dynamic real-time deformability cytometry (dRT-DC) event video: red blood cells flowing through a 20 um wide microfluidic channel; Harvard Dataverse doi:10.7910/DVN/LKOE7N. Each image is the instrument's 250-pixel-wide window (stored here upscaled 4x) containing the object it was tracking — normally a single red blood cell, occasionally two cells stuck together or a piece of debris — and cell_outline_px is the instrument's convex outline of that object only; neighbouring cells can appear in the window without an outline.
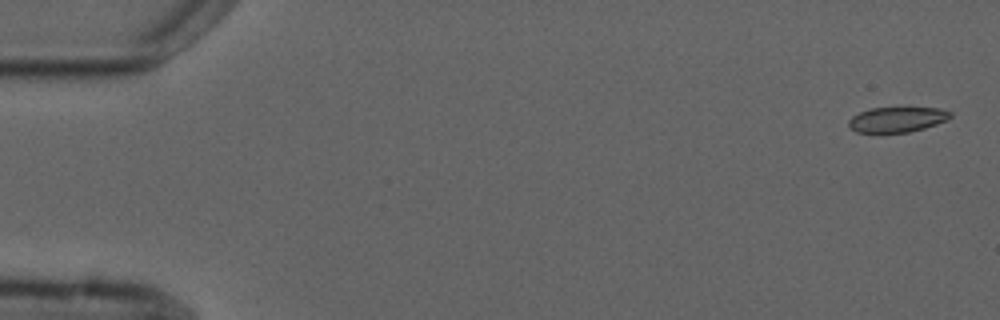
{"species": "common noctule bat (a hibernating species)", "species_latin": "Nyctalus noctula", "temperature_condition": "cold", "stored_images_in_passage": 5, "camera_frame_rate_fps": 3000, "um_per_image_px": 0.085, "animal": {"sex": "male", "forearm_length_mm": 52.5}, "frame": {"image": 1, "passage_image": 1, "time_ms": 0.0, "image_size_px": [1000, 320], "cell_outline_px": [[952, 116], [948, 120], [924, 128], [908, 132], [856, 132], [848, 128], [848, 120], [852, 116], [860, 112], [872, 108], [940, 108], [952, 112]], "centroid_in_image_um": [76.25, 10.16], "position_along_channel_um": 8.7, "area_um2": 14.91}}
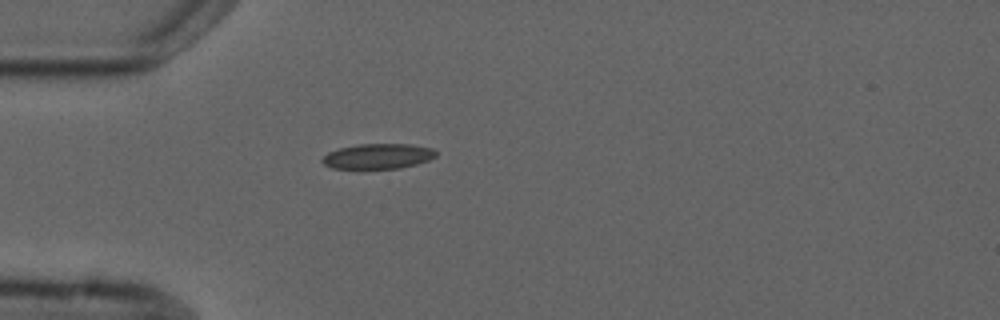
{"frame": {"image": 2, "passage_image": 5, "time_ms": 4.667, "image_size_px": [1000, 320], "cell_outline_px": [[436, 156], [428, 160], [416, 164], [400, 168], [332, 168], [324, 164], [320, 160], [328, 152], [340, 148], [360, 144], [412, 144], [432, 148], [436, 152]], "centroid_in_image_um": [32.13, 13.27], "position_along_channel_um": 52.9, "area_um2": 16.53}}